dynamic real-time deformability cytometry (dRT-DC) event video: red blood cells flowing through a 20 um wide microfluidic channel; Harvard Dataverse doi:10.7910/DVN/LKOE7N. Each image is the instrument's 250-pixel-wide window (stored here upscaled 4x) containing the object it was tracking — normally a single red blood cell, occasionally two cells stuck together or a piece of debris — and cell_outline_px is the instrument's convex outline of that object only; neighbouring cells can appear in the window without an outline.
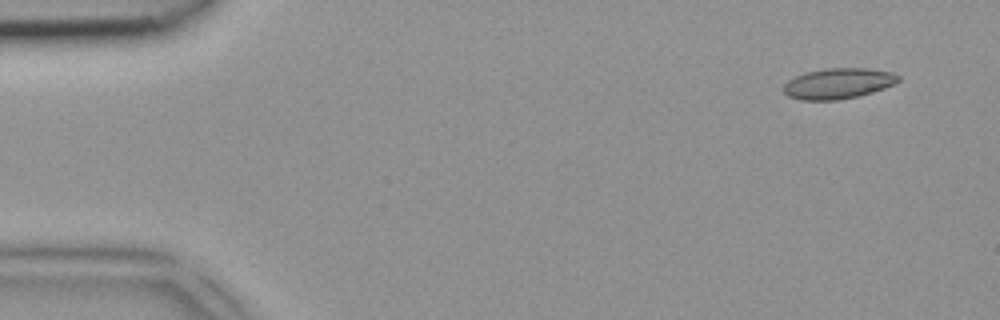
{"species": "common noctule bat (a hibernating species)", "species_latin": "Nyctalus noctula", "temperature_condition": "room temperature", "stored_images_in_passage": 4, "camera_frame_rate_fps": 3000, "um_per_image_px": 0.085, "animal": {"sex": "female", "body_mass_g": 18.4}, "frame": {"image": 1, "passage_image": 1, "time_ms": 0.0, "image_size_px": [1000, 320], "cell_outline_px": [[900, 80], [884, 88], [872, 92], [856, 96], [836, 100], [800, 100], [788, 96], [784, 92], [784, 84], [788, 80], [804, 72], [824, 68], [868, 68], [892, 72], [900, 76]], "centroid_in_image_um": [71.23, 7.08], "position_along_channel_um": 13.8, "area_um2": 20.46}}
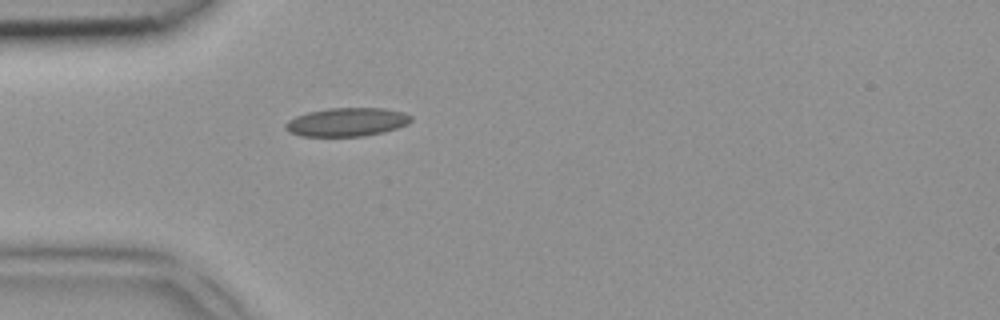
{"frame": {"image": 2, "passage_image": 4, "time_ms": 1.0, "image_size_px": [1000, 320], "cell_outline_px": [[412, 120], [408, 124], [384, 132], [364, 136], [300, 136], [284, 128], [284, 124], [288, 120], [296, 116], [308, 112], [328, 108], [384, 108], [404, 112], [412, 116]], "centroid_in_image_um": [29.5, 10.37], "position_along_channel_um": 55.5, "area_um2": 20.92}}